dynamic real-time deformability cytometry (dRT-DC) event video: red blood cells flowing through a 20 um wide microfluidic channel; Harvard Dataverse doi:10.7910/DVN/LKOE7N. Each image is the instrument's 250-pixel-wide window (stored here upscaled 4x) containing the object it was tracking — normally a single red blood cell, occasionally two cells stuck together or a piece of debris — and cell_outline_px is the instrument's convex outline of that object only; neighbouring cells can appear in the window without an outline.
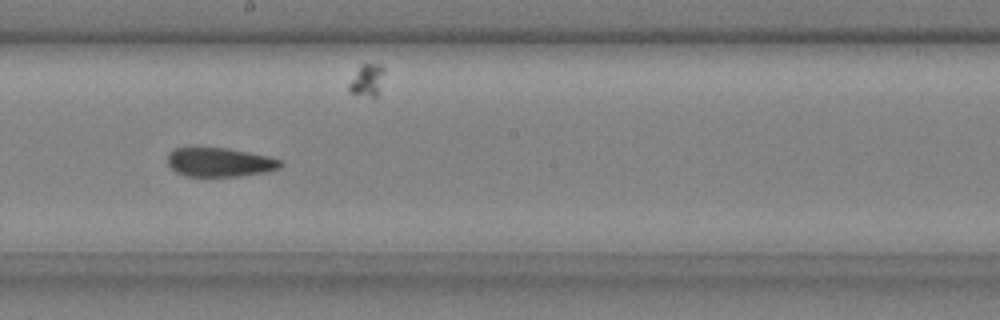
{"species": "common noctule bat (a hibernating species)", "species_latin": "Nyctalus noctula", "temperature_condition": "cold", "stored_images_in_passage": 12, "camera_frame_rate_fps": 3000, "um_per_image_px": 0.085, "animal": {"sex": "male", "body_mass_g": 20.4}, "frame": {"image": 1, "passage_image": 7, "time_ms": 2.0, "image_size_px": [1000, 320], "cell_outline_px": [[284, 164], [280, 168], [264, 172], [240, 176], [184, 176], [176, 172], [168, 164], [168, 152], [172, 148], [196, 144], [228, 148], [268, 156], [284, 160]], "centroid_in_image_um": [18.62, 13.73], "position_along_channel_um": 229.6, "area_um2": 20.0}}